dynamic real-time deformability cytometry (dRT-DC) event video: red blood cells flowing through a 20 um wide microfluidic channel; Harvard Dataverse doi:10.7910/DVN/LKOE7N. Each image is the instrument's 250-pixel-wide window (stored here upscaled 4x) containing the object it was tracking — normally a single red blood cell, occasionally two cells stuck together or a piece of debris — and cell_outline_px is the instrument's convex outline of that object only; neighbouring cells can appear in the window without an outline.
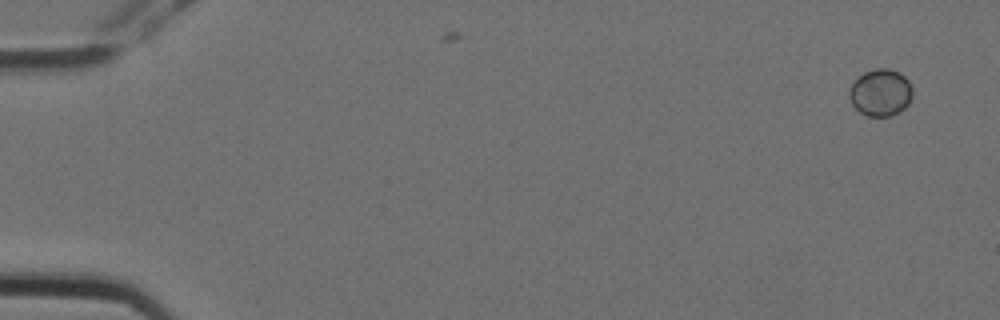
{"species": "Egyptian fruit bat (a non-hibernating species)", "species_latin": "Rousettus aegyptiacus", "temperature_condition": "cold", "stored_images_in_passage": 2, "camera_frame_rate_fps": 3000, "um_per_image_px": 0.085, "animal": {"sex": "female"}, "frame": {"image": 1, "passage_image": 1, "time_ms": 0.0, "image_size_px": [1000, 320], "cell_outline_px": [[912, 96], [908, 104], [900, 112], [892, 116], [868, 116], [860, 112], [852, 104], [848, 96], [848, 92], [852, 84], [864, 72], [876, 68], [888, 68], [900, 72], [908, 80], [912, 88]], "centroid_in_image_um": [74.86, 7.87], "position_along_channel_um": 10.1, "area_um2": 17.4}}